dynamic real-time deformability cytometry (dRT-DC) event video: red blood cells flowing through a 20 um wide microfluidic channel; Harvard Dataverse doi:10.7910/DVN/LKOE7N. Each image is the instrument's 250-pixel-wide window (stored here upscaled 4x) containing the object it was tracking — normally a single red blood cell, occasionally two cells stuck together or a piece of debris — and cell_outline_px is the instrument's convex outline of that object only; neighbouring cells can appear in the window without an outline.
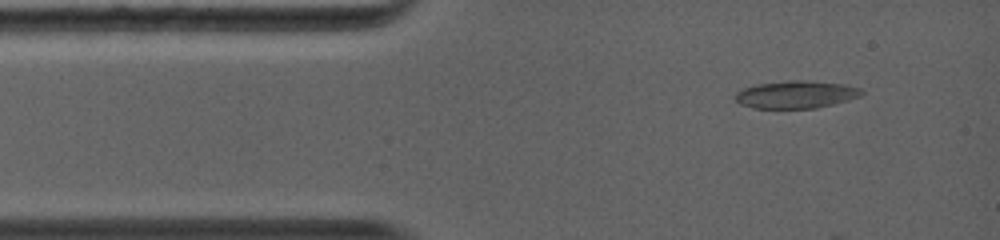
{"species": "common noctule bat (a hibernating species)", "species_latin": "Nyctalus noctula", "temperature_condition": "warm", "stored_images_in_passage": 4, "camera_frame_rate_fps": 5000, "um_per_image_px": 0.085, "animal": {"sex": "female", "body_mass_g": 19.0, "forearm_length_mm": 56.7}, "frame": {"image": 1, "passage_image": 2, "time_ms": 0.8, "image_size_px": [1000, 240], "cell_outline_px": [[864, 92], [860, 96], [848, 100], [816, 108], [756, 108], [740, 104], [732, 96], [736, 92], [744, 88], [756, 84], [788, 80], [804, 80], [848, 84], [860, 88]], "centroid_in_image_um": [67.66, 8.02], "position_along_channel_um": 17.3, "area_um2": 20.4}}
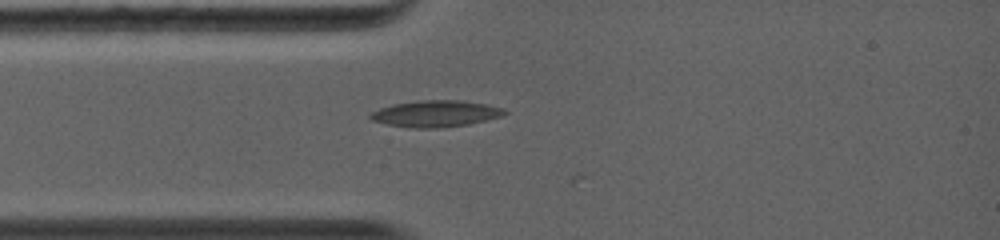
{"frame": {"image": 2, "passage_image": 4, "time_ms": 2.4, "image_size_px": [1000, 240], "cell_outline_px": [[508, 112], [500, 116], [468, 124], [440, 128], [408, 128], [388, 124], [372, 120], [368, 116], [372, 112], [380, 108], [392, 104], [420, 100], [464, 100], [488, 104], [504, 108]], "centroid_in_image_um": [37.03, 9.65], "position_along_channel_um": 48.0, "area_um2": 20.75}}